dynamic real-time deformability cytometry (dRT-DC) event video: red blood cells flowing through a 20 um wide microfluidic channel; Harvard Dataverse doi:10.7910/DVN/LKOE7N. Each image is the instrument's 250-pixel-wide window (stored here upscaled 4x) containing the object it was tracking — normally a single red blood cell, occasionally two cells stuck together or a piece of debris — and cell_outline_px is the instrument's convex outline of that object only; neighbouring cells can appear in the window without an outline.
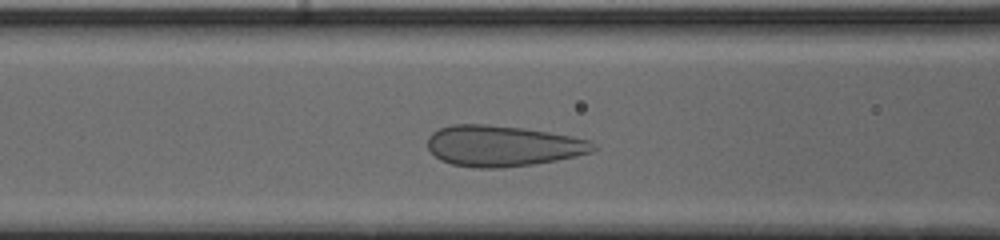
{"species": "human", "species_latin": "Homo sapiens", "temperature_condition": "cold", "stored_images_in_passage": 34, "camera_frame_rate_fps": 3000, "um_per_image_px": 0.085, "donor": {"sex": "male"}, "frame": {"image": 1, "passage_image": 11, "time_ms": 3.333, "image_size_px": [1000, 240], "cell_outline_px": [[596, 148], [592, 152], [576, 156], [556, 160], [532, 164], [500, 168], [476, 168], [452, 164], [440, 160], [428, 148], [428, 136], [432, 132], [440, 128], [452, 124], [484, 124], [524, 128], [572, 136], [592, 140]], "centroid_in_image_um": [42.73, 12.4], "position_along_channel_um": 123.9, "area_um2": 39.48}}
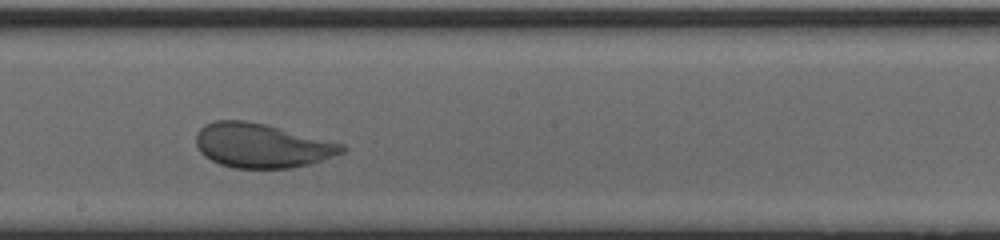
{"frame": {"image": 2, "passage_image": 19, "time_ms": 6.0, "image_size_px": [1000, 240], "cell_outline_px": [[348, 148], [344, 152], [308, 164], [292, 168], [236, 168], [220, 164], [204, 156], [200, 152], [196, 144], [196, 132], [204, 124], [216, 120], [244, 120], [264, 124], [344, 144]], "centroid_in_image_um": [22.21, 12.37], "position_along_channel_um": 226.0, "area_um2": 37.45}}
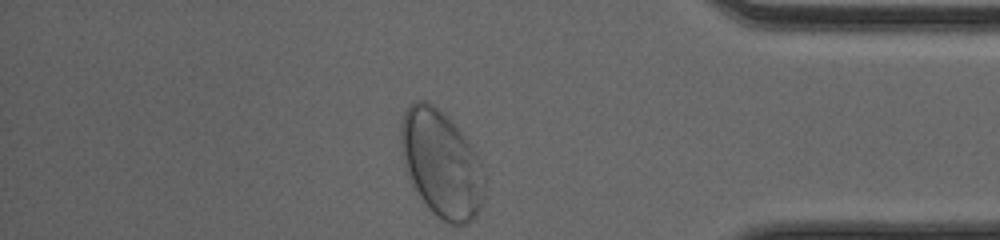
{"frame": {"image": 3, "passage_image": 34, "time_ms": 11.0, "image_size_px": [1000, 240], "cell_outline_px": [[484, 196], [480, 208], [476, 216], [468, 224], [448, 224], [432, 212], [428, 208], [412, 188], [404, 168], [400, 148], [400, 124], [404, 112], [416, 100], [424, 100], [440, 108], [452, 120], [476, 152], [484, 176]], "centroid_in_image_um": [37.48, 13.93], "position_along_channel_um": 397.7, "area_um2": 52.71}, "authors_computed_cell_mechanics": {"area_um2": 40.9802, "velocity_mm_per_s": 3.8368, "shape_relaxation_time_tau1_ms": 9.7255, "shape_relaxation_time_tau2_ms": null, "deformation_change_tau1": 0.2472, "deformation_change_tau2": null}}